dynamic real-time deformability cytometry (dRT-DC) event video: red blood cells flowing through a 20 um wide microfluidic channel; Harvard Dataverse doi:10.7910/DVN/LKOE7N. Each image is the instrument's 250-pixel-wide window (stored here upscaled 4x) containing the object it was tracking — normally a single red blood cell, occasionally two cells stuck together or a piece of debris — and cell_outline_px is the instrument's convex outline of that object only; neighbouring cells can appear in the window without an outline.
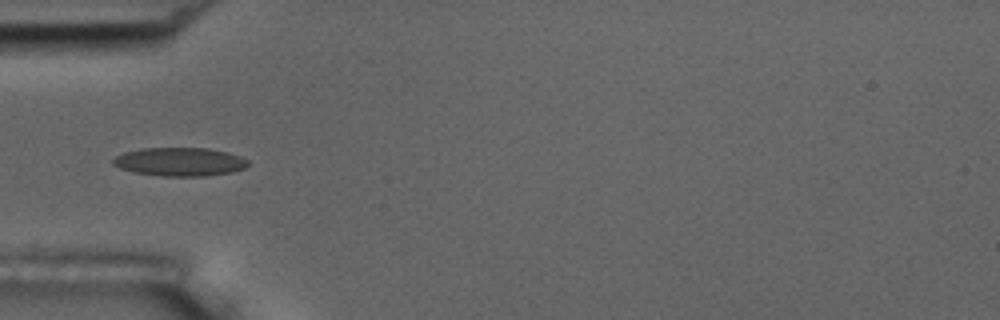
{"species": "common noctule bat (a hibernating species)", "species_latin": "Nyctalus noctula", "temperature_condition": "room temperature", "stored_images_in_passage": 10, "camera_frame_rate_fps": 3000, "um_per_image_px": 0.085, "animal": {"sex": "male", "body_mass_g": 17.5, "forearm_length_mm": 52.3}, "frame": {"image": 1, "passage_image": 4, "time_ms": 4.333, "image_size_px": [1000, 320], "cell_outline_px": [[248, 164], [244, 168], [232, 172], [204, 176], [160, 176], [136, 172], [120, 168], [112, 164], [112, 160], [116, 156], [124, 152], [140, 148], [208, 148], [228, 152], [240, 156], [248, 160]], "centroid_in_image_um": [15.28, 13.74], "position_along_channel_um": 69.7, "area_um2": 22.43}}
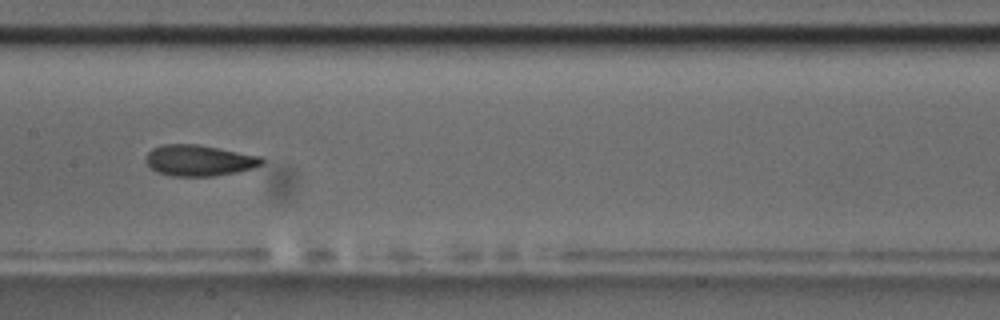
{"frame": {"image": 2, "passage_image": 7, "time_ms": 7.667, "image_size_px": [1000, 320], "cell_outline_px": [[264, 164], [252, 168], [236, 172], [212, 176], [172, 176], [156, 172], [144, 160], [144, 156], [152, 148], [164, 144], [200, 144], [264, 156]], "centroid_in_image_um": [16.95, 13.62], "position_along_channel_um": 190.5, "area_um2": 21.33}}